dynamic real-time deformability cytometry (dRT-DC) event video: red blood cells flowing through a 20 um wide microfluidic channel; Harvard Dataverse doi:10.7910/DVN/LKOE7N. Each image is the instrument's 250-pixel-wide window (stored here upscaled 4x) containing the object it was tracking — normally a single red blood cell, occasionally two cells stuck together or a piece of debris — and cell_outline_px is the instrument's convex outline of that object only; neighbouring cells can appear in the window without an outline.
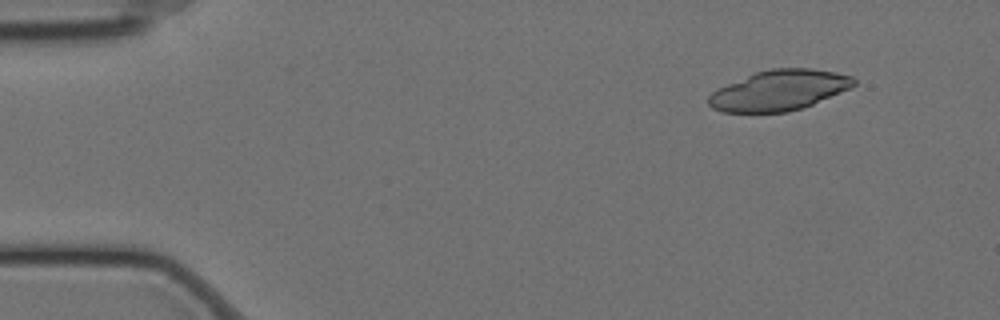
{"species": "Egyptian fruit bat (a non-hibernating species)", "species_latin": "Rousettus aegyptiacus", "temperature_condition": "cold", "stored_images_in_passage": 19, "camera_frame_rate_fps": 3000, "um_per_image_px": 0.085, "animal": {"sex": "female"}, "frame": {"image": 1, "passage_image": 4, "time_ms": 1.0, "image_size_px": [1000, 320], "cell_outline_px": [[856, 84], [848, 88], [812, 104], [788, 112], [724, 112], [712, 108], [708, 104], [708, 96], [716, 88], [756, 72], [772, 68], [812, 68], [852, 76], [856, 80]], "centroid_in_image_um": [66.17, 7.67], "position_along_channel_um": 18.8, "area_um2": 33.81}}